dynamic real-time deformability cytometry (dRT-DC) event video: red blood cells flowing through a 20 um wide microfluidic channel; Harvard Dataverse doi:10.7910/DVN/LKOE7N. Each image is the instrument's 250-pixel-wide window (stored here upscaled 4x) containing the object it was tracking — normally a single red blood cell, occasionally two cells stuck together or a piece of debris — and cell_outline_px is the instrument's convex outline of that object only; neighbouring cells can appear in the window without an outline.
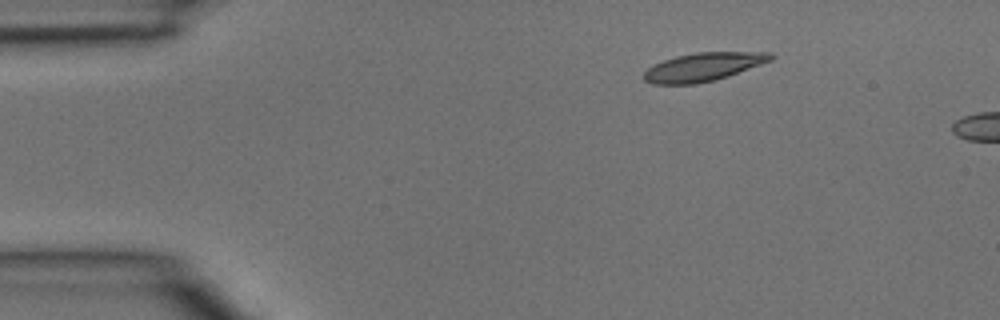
{"species": "common noctule bat (a hibernating species)", "species_latin": "Nyctalus noctula", "temperature_condition": "room temperature", "stored_images_in_passage": 3, "camera_frame_rate_fps": 3000, "um_per_image_px": 0.085, "animal": {"sex": "male", "body_mass_g": 15.6}, "frame": {"image": 1, "passage_image": 2, "time_ms": 0.333, "image_size_px": [1000, 320], "cell_outline_px": [[776, 56], [772, 60], [728, 76], [716, 80], [696, 84], [652, 84], [644, 80], [644, 72], [652, 64], [676, 56], [696, 52], [772, 52]], "centroid_in_image_um": [59.78, 5.68], "position_along_channel_um": 25.2, "area_um2": 21.1}}